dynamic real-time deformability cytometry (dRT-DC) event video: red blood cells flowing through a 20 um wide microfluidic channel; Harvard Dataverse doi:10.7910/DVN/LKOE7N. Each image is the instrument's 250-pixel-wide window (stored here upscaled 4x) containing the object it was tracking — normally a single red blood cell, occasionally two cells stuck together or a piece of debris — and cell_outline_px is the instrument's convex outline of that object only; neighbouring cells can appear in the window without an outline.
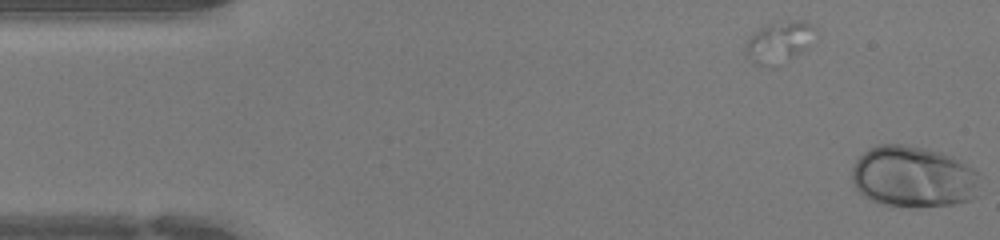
{"species": "human", "species_latin": "Homo sapiens", "temperature_condition": "warm", "stored_images_in_passage": 3, "camera_frame_rate_fps": 3000, "um_per_image_px": 0.085, "donor": {"sex": "female"}, "frame": {"image": 1, "passage_image": 3, "time_ms": 0.667, "image_size_px": [1000, 240], "cell_outline_px": [[980, 196], [972, 200], [952, 204], [912, 208], [888, 204], [868, 200], [856, 188], [852, 180], [852, 168], [856, 160], [868, 148], [876, 144], [904, 144], [928, 148], [952, 156], [980, 172]], "centroid_in_image_um": [77.68, 15.03], "position_along_channel_um": 7.3, "area_um2": 46.7}}